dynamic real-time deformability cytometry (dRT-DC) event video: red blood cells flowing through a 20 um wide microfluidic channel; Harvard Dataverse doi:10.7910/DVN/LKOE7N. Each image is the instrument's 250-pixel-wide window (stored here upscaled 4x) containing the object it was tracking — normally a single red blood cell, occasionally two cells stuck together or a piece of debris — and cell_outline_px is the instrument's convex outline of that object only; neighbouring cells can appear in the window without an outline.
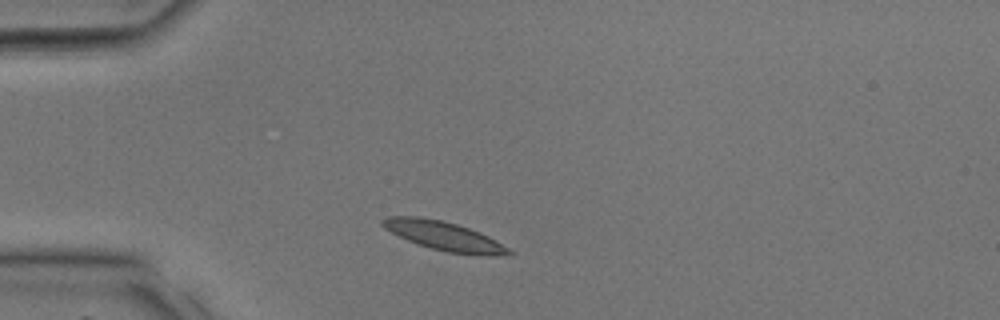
{"species": "common noctule bat (a hibernating species)", "species_latin": "Nyctalus noctula", "temperature_condition": "room temperature", "stored_images_in_passage": 28, "camera_frame_rate_fps": 3000, "um_per_image_px": 0.085, "animal": {"sex": "male", "body_mass_g": 17.9, "forearm_length_mm": 54.2}, "frame": {"image": 1, "passage_image": 1, "time_ms": 0.0, "image_size_px": [1000, 320], "cell_outline_px": [[512, 252], [492, 256], [476, 256], [448, 252], [416, 244], [384, 228], [380, 224], [380, 220], [388, 216], [416, 216], [444, 220], [480, 232], [488, 236], [508, 248]], "centroid_in_image_um": [37.7, 20.05], "position_along_channel_um": 47.3, "area_um2": 21.21}}
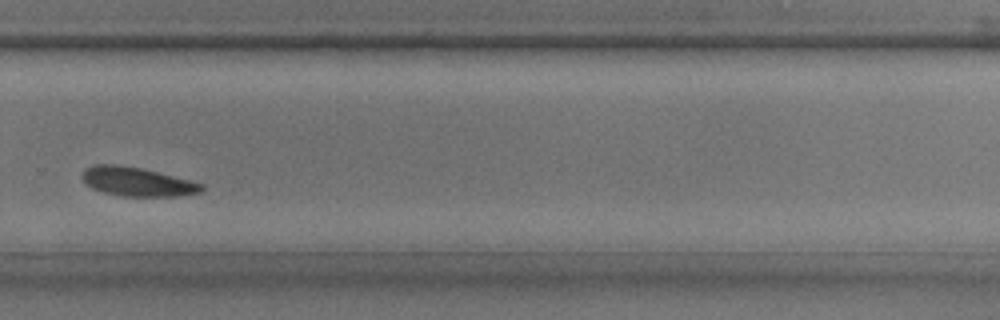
{"frame": {"image": 2, "passage_image": 17, "time_ms": 5.333, "image_size_px": [1000, 320], "cell_outline_px": [[204, 188], [200, 192], [176, 196], [124, 196], [104, 192], [92, 188], [80, 176], [84, 168], [96, 164], [116, 164], [140, 168], [204, 184]], "centroid_in_image_um": [11.62, 15.44], "position_along_channel_um": 318.2, "area_um2": 19.83}}
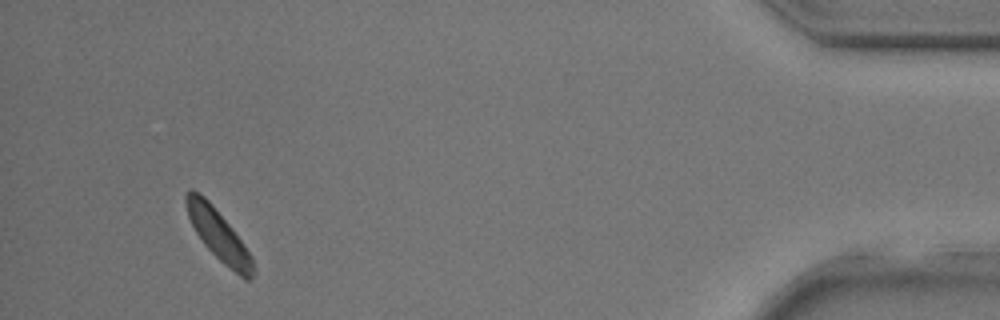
{"frame": {"image": 3, "passage_image": 26, "time_ms": 8.333, "image_size_px": [1000, 320], "cell_outline_px": [[256, 272], [248, 280], [244, 280], [224, 264], [204, 244], [196, 232], [188, 216], [184, 200], [184, 196], [188, 188], [192, 188], [204, 196], [212, 204], [228, 224], [252, 256]], "centroid_in_image_um": [18.56, 19.97], "position_along_channel_um": 416.6, "area_um2": 19.59}}